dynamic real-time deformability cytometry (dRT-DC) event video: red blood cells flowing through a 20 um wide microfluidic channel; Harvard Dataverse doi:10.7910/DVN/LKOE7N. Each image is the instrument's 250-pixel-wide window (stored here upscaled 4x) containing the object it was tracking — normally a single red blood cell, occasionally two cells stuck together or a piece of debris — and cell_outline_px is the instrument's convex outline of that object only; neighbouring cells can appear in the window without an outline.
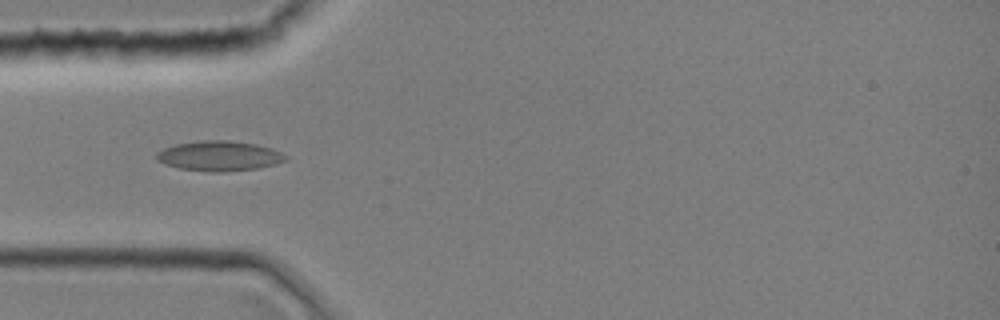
{"species": "common noctule bat (a hibernating species)", "species_latin": "Nyctalus noctula", "temperature_condition": "room temperature", "stored_images_in_passage": 28, "camera_frame_rate_fps": 3000, "um_per_image_px": 0.085, "animal": {"sex": "female", "body_mass_g": 19.0, "forearm_length_mm": 51.5}, "frame": {"image": 1, "passage_image": 1, "time_ms": 0.0, "image_size_px": [1000, 320], "cell_outline_px": [[288, 160], [276, 164], [256, 168], [224, 172], [212, 172], [176, 168], [164, 164], [156, 160], [156, 152], [164, 148], [176, 144], [200, 140], [228, 140], [256, 144], [272, 148], [288, 156]], "centroid_in_image_um": [18.62, 13.25], "position_along_channel_um": 66.4, "area_um2": 22.77}}
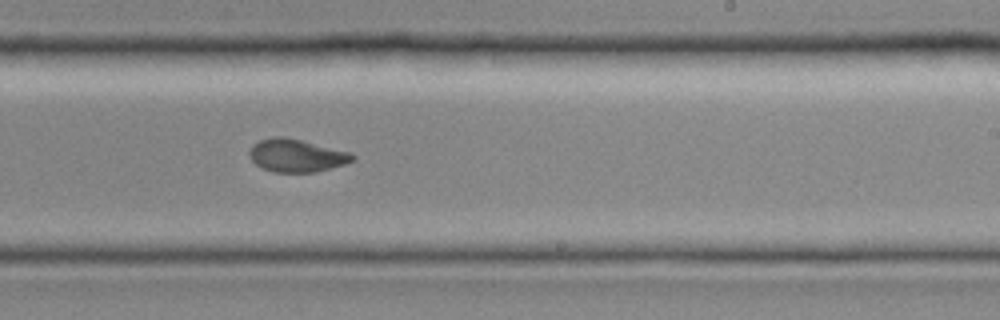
{"frame": {"image": 2, "passage_image": 13, "time_ms": 4.0, "image_size_px": [1000, 320], "cell_outline_px": [[356, 156], [352, 160], [344, 164], [316, 172], [272, 172], [256, 164], [248, 156], [248, 152], [252, 144], [260, 140], [272, 136], [284, 136], [352, 152]], "centroid_in_image_um": [25.18, 13.21], "position_along_channel_um": 263.8, "area_um2": 19.83}}
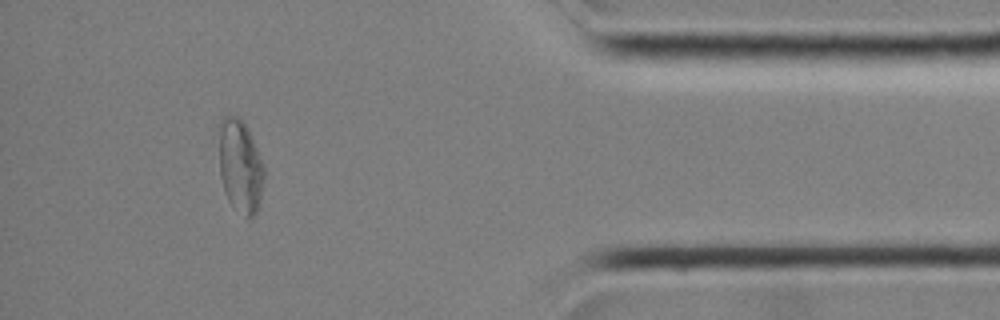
{"frame": {"image": 3, "passage_image": 24, "time_ms": 7.667, "image_size_px": [1000, 320], "cell_outline_px": [[264, 176], [260, 204], [256, 212], [252, 216], [244, 216], [228, 200], [224, 192], [220, 176], [216, 124], [220, 116], [228, 112], [240, 116], [248, 128], [264, 164]], "centroid_in_image_um": [20.36, 13.97], "position_along_channel_um": 414.8, "area_um2": 25.66}}